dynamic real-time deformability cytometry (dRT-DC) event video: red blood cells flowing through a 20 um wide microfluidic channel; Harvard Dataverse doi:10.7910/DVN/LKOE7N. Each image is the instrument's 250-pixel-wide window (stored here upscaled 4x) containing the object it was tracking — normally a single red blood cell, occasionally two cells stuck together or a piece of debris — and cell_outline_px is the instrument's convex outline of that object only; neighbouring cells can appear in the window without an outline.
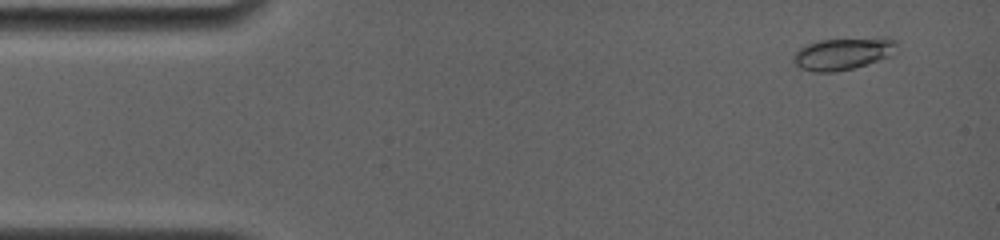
{"species": "common noctule bat (a hibernating species)", "species_latin": "Nyctalus noctula", "temperature_condition": "room temperature", "stored_images_in_passage": 4, "camera_frame_rate_fps": 4000, "um_per_image_px": 0.085, "animal": {"sex": "female", "body_mass_g": 19.0, "forearm_length_mm": 56.7}, "frame": {"image": 1, "passage_image": 1, "time_ms": 0.0, "image_size_px": [1000, 240], "cell_outline_px": [[896, 44], [892, 56], [852, 68], [832, 72], [812, 72], [800, 68], [792, 60], [792, 56], [800, 48], [808, 44], [820, 40], [884, 36], [888, 36], [896, 40]], "centroid_in_image_um": [71.68, 4.54], "position_along_channel_um": 13.3, "area_um2": 19.54}}